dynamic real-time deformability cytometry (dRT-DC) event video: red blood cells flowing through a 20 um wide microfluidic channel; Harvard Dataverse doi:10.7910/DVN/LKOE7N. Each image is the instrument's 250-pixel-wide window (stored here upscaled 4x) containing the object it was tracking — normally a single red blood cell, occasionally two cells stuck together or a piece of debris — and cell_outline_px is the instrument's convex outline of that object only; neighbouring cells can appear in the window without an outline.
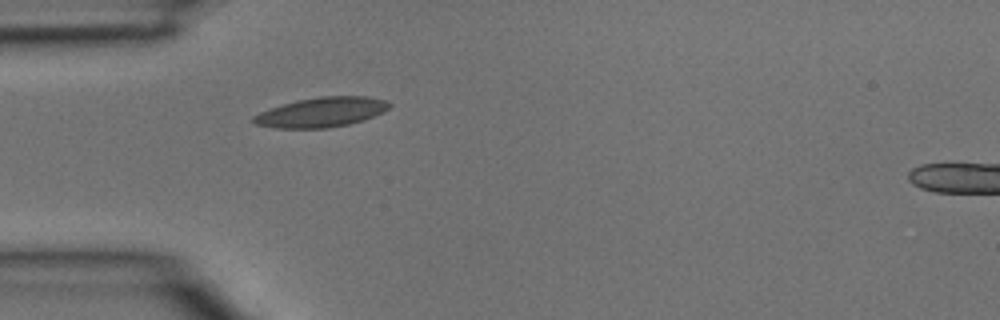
{"species": "common noctule bat (a hibernating species)", "species_latin": "Nyctalus noctula", "temperature_condition": "room temperature", "stored_images_in_passage": 2, "camera_frame_rate_fps": 3000, "um_per_image_px": 0.085, "animal": {"sex": "male", "body_mass_g": 15.6}, "frame": {"image": 1, "passage_image": 1, "time_ms": 0.0, "image_size_px": [1000, 320], "cell_outline_px": [[392, 104], [388, 108], [364, 120], [348, 124], [328, 128], [276, 128], [256, 124], [252, 120], [252, 116], [260, 112], [296, 100], [320, 96], [368, 96], [384, 100]], "centroid_in_image_um": [27.31, 9.53], "position_along_channel_um": 57.7, "area_um2": 23.29}}